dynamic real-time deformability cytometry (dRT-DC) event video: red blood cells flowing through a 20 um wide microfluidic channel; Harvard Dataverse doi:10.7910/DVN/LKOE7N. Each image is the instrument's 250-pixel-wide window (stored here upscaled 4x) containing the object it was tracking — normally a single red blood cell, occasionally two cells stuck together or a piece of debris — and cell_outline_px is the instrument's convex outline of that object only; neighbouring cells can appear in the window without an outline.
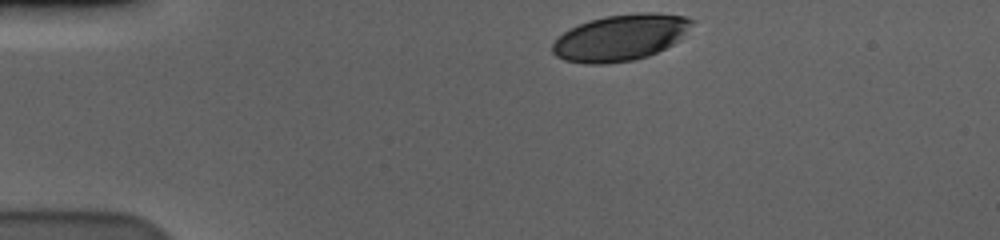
{"species": "human", "species_latin": "Homo sapiens", "temperature_condition": "cold", "stored_images_in_passage": 38, "camera_frame_rate_fps": 3000, "um_per_image_px": 0.085, "donor": {"sex": "male"}, "frame": {"image": 1, "passage_image": 1, "time_ms": 0.0, "image_size_px": [1000, 240], "cell_outline_px": [[696, 20], [680, 40], [648, 56], [632, 60], [608, 64], [584, 64], [564, 60], [556, 56], [552, 52], [552, 44], [564, 32], [588, 20], [604, 16], [640, 12], [656, 12], [684, 16]], "centroid_in_image_um": [52.75, 3.19], "position_along_channel_um": 32.2, "area_um2": 37.69}}
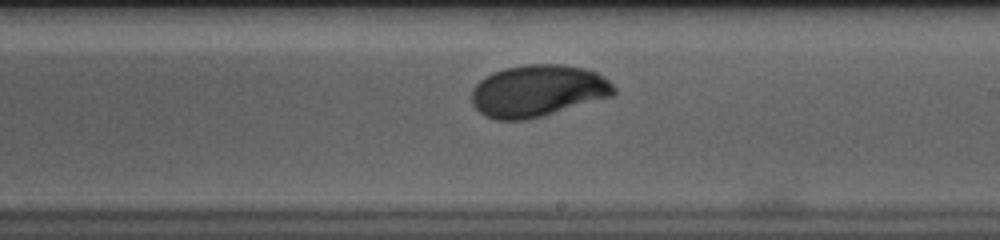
{"frame": {"image": 2, "passage_image": 24, "time_ms": 7.667, "image_size_px": [1000, 240], "cell_outline_px": [[616, 96], [544, 116], [528, 120], [496, 120], [484, 116], [472, 104], [472, 88], [484, 76], [492, 72], [504, 68], [528, 64], [560, 64], [588, 68], [596, 72], [608, 80], [616, 88]], "centroid_in_image_um": [45.75, 7.73], "position_along_channel_um": 243.3, "area_um2": 43.75}}
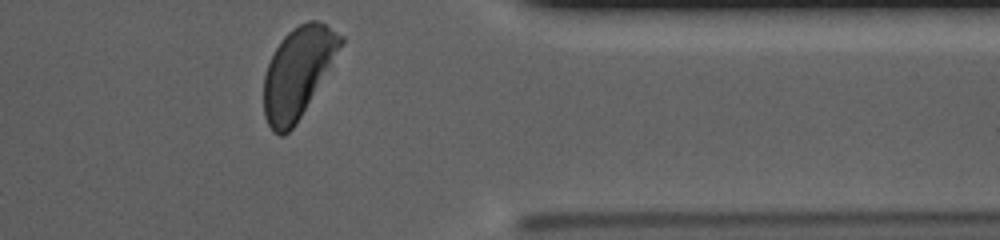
{"frame": {"image": 3, "passage_image": 37, "time_ms": 12.0, "image_size_px": [1000, 240], "cell_outline_px": [[344, 40], [296, 124], [284, 136], [280, 136], [272, 132], [264, 116], [264, 76], [268, 64], [280, 40], [292, 28], [308, 20], [316, 20], [324, 24], [344, 36]], "centroid_in_image_um": [25.27, 6.16], "position_along_channel_um": 386.1, "area_um2": 39.54}, "authors_computed_cell_mechanics": {"area_um2": 42.0206, "velocity_mm_per_s": 3.553, "shape_relaxation_time_tau1_ms": 3.9765, "shape_relaxation_time_tau2_ms": null, "deformation_change_tau1": 0.1749, "deformation_change_tau2": null}}